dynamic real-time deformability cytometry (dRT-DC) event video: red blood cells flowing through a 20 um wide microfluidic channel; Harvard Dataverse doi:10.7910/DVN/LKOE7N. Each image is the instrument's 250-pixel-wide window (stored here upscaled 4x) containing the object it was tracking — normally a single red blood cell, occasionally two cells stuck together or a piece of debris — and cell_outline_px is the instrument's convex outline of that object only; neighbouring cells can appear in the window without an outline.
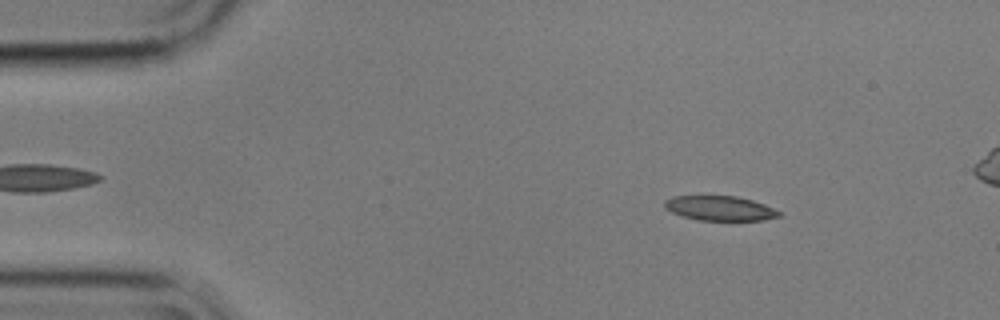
{"species": "common noctule bat (a hibernating species)", "species_latin": "Nyctalus noctula", "temperature_condition": "cold", "stored_images_in_passage": 53, "camera_frame_rate_fps": 3000, "um_per_image_px": 0.085, "animal": {"sex": "male", "body_mass_g": 17.9}, "frame": {"image": 1, "passage_image": 7, "time_ms": 2.0, "image_size_px": [1000, 320], "cell_outline_px": [[780, 216], [764, 220], [696, 220], [672, 212], [664, 208], [664, 200], [672, 196], [736, 196], [752, 200], [764, 204], [780, 212]], "centroid_in_image_um": [61.16, 17.7], "position_along_channel_um": 23.8, "area_um2": 16.36}}
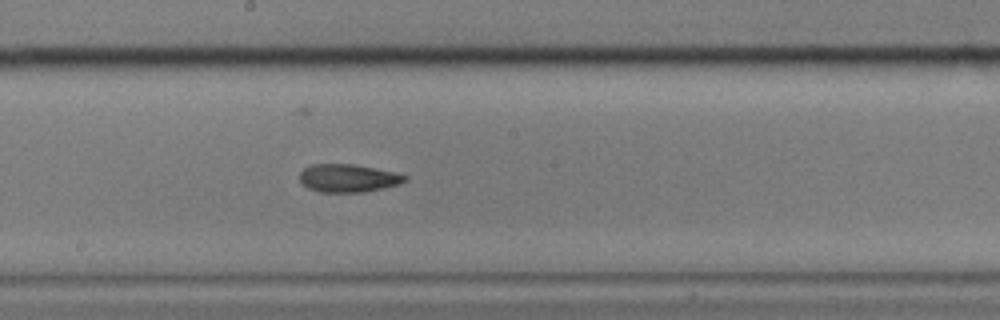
{"frame": {"image": 2, "passage_image": 29, "time_ms": 9.333, "image_size_px": [1000, 320], "cell_outline_px": [[408, 180], [400, 184], [384, 188], [364, 192], [320, 192], [308, 188], [300, 180], [300, 172], [304, 168], [312, 164], [352, 164], [396, 172], [408, 176]], "centroid_in_image_um": [29.62, 15.14], "position_along_channel_um": 218.6, "area_um2": 17.22}}
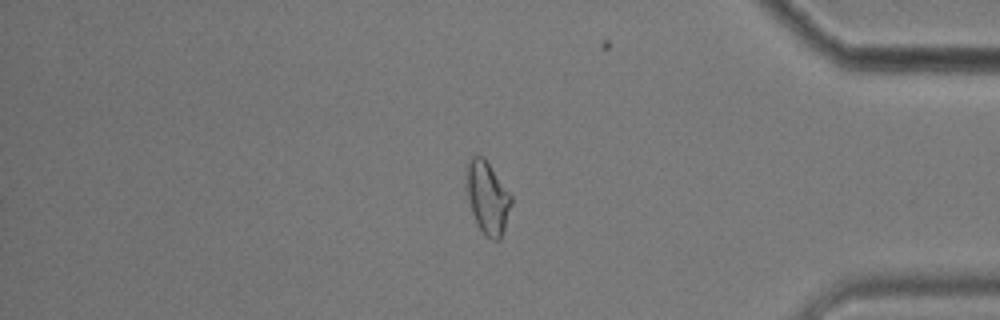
{"frame": {"image": 3, "passage_image": 46, "time_ms": 15.0, "image_size_px": [1000, 320], "cell_outline_px": [[512, 204], [500, 240], [492, 240], [476, 224], [468, 200], [464, 184], [464, 176], [468, 156], [484, 156], [512, 196]], "centroid_in_image_um": [41.39, 16.73], "position_along_channel_um": 393.8, "area_um2": 19.31}}